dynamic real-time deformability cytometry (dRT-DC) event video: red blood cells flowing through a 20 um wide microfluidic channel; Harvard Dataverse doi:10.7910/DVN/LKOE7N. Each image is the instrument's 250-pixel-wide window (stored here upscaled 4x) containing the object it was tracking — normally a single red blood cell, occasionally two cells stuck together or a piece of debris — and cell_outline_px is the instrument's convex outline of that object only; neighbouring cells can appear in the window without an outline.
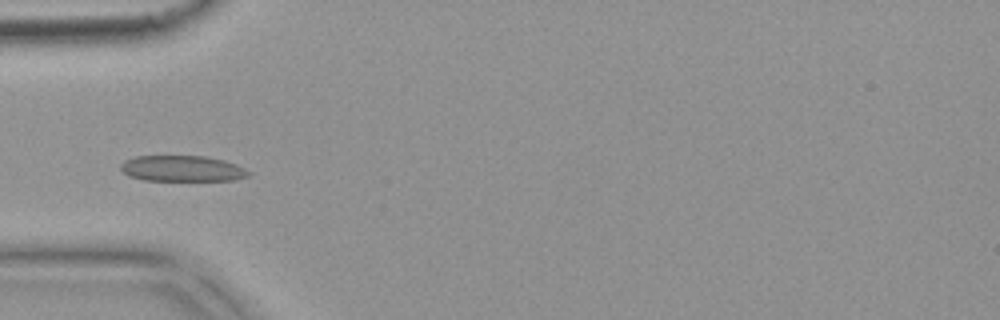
{"species": "common noctule bat (a hibernating species)", "species_latin": "Nyctalus noctula", "temperature_condition": "warm", "stored_images_in_passage": 9, "camera_frame_rate_fps": 3000, "um_per_image_px": 0.085, "animal": {"sex": "female", "body_mass_g": 18.4}, "frame": {"image": 1, "passage_image": 4, "time_ms": 1.0, "image_size_px": [1000, 320], "cell_outline_px": [[252, 172], [248, 176], [236, 180], [144, 180], [128, 176], [120, 168], [120, 164], [124, 160], [136, 156], [208, 156], [224, 160], [236, 164]], "centroid_in_image_um": [15.5, 14.32], "position_along_channel_um": 69.5, "area_um2": 19.36}}
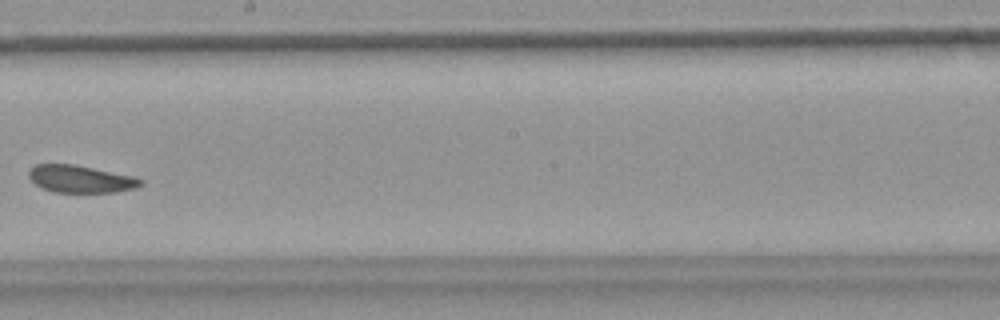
{"frame": {"image": 2, "passage_image": 8, "time_ms": 2.333, "image_size_px": [1000, 320], "cell_outline_px": [[144, 184], [136, 188], [116, 192], [52, 192], [40, 188], [28, 176], [28, 172], [36, 164], [76, 164], [136, 176], [144, 180]], "centroid_in_image_um": [6.9, 15.21], "position_along_channel_um": 241.3, "area_um2": 18.15}}
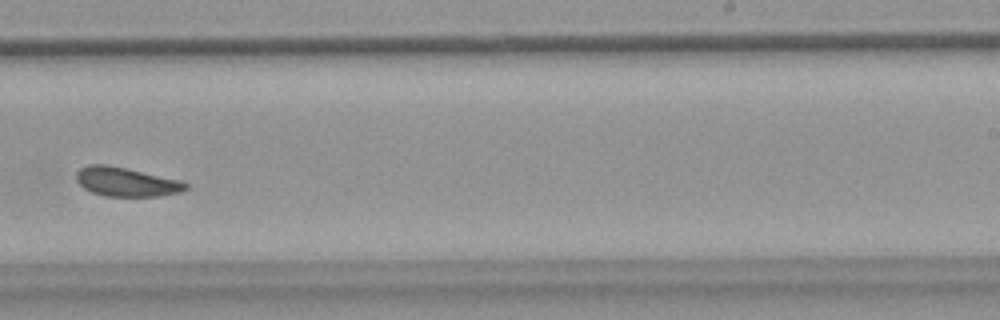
{"frame": {"image": 3, "passage_image": 9, "time_ms": 2.667, "image_size_px": [1000, 320], "cell_outline_px": [[188, 188], [180, 192], [160, 196], [104, 196], [92, 192], [84, 188], [76, 180], [76, 172], [80, 168], [88, 164], [108, 164], [180, 180], [188, 184]], "centroid_in_image_um": [10.71, 15.45], "position_along_channel_um": 278.3, "area_um2": 18.55}}